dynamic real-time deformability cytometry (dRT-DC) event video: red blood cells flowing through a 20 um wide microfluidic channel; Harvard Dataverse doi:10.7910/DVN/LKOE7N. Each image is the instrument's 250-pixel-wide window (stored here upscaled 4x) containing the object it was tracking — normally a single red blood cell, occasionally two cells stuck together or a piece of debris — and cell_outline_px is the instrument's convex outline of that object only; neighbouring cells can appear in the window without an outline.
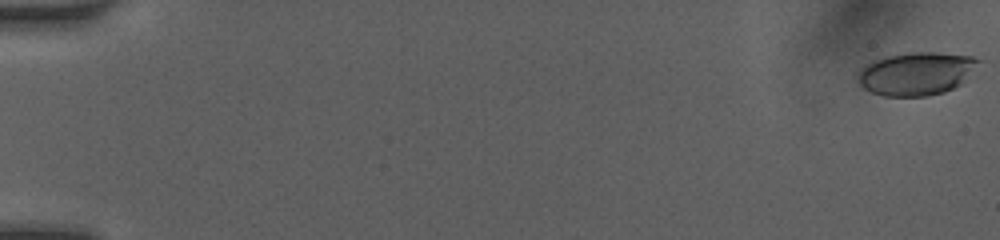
{"species": "human", "species_latin": "Homo sapiens", "temperature_condition": "room temperature", "stored_images_in_passage": 9, "camera_frame_rate_fps": 3000, "um_per_image_px": 0.085, "donor": {"sex": "female"}, "frame": {"image": 1, "passage_image": 1, "time_ms": 0.0, "image_size_px": [1000, 240], "cell_outline_px": [[980, 60], [960, 84], [944, 92], [928, 96], [884, 96], [872, 92], [864, 88], [860, 84], [856, 76], [860, 68], [876, 60], [888, 56], [912, 52], [936, 52], [972, 56]], "centroid_in_image_um": [77.85, 6.26], "position_along_channel_um": 7.2, "area_um2": 29.82}}